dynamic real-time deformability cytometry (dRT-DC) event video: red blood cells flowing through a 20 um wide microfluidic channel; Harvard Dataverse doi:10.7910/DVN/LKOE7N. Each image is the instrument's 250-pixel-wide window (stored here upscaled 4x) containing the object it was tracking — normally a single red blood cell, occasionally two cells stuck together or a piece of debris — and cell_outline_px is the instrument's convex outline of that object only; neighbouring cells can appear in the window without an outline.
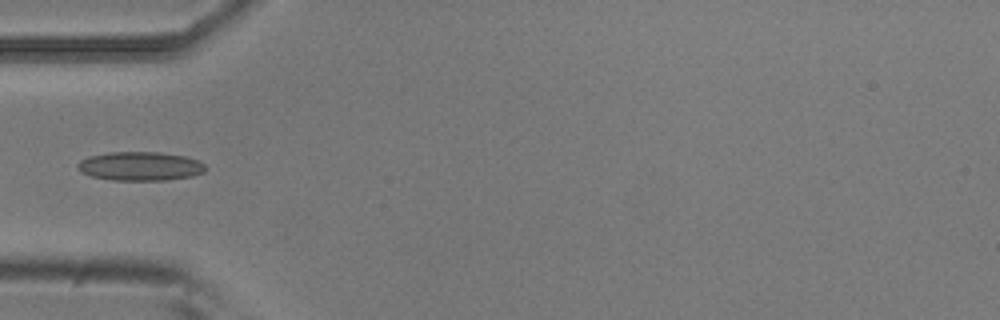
{"species": "common noctule bat (a hibernating species)", "species_latin": "Nyctalus noctula", "temperature_condition": "room temperature", "stored_images_in_passage": 5, "camera_frame_rate_fps": 3000, "um_per_image_px": 0.085, "animal": {"sex": "male", "body_mass_g": 20.5, "forearm_length_mm": 52.5}, "frame": {"image": 1, "passage_image": 4, "time_ms": 1.0, "image_size_px": [1000, 320], "cell_outline_px": [[208, 168], [204, 172], [192, 176], [168, 180], [112, 180], [92, 176], [84, 172], [76, 164], [80, 160], [88, 156], [108, 152], [160, 152], [184, 156], [200, 160]], "centroid_in_image_um": [11.97, 14.12], "position_along_channel_um": 73.0, "area_um2": 21.56}}
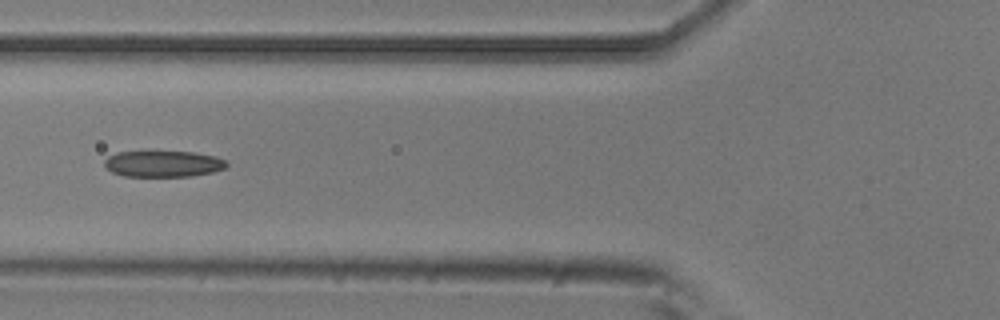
{"frame": {"image": 2, "passage_image": 5, "time_ms": 1.333, "image_size_px": [1000, 320], "cell_outline_px": [[228, 164], [224, 168], [212, 172], [192, 176], [124, 176], [112, 172], [104, 164], [104, 160], [108, 156], [116, 152], [192, 152], [216, 156], [224, 160]], "centroid_in_image_um": [13.86, 13.92], "position_along_channel_um": 111.9, "area_um2": 18.5}}